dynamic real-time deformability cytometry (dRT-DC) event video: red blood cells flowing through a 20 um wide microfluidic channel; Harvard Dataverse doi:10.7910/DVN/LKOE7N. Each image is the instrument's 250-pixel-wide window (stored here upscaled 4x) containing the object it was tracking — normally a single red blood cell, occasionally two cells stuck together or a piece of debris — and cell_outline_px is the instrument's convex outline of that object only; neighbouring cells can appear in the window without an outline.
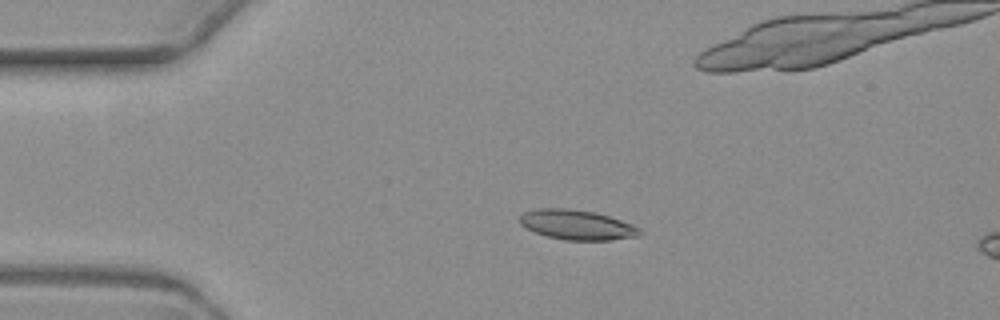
{"species": "common noctule bat (a hibernating species)", "species_latin": "Nyctalus noctula", "temperature_condition": "warm", "stored_images_in_passage": 6, "camera_frame_rate_fps": 3000, "um_per_image_px": 0.085, "animal": {"sex": "female", "body_mass_g": 19.3, "forearm_length_mm": 54.1}, "frame": {"image": 1, "passage_image": 4, "time_ms": 3.667, "image_size_px": [1000, 320], "cell_outline_px": [[640, 236], [608, 240], [564, 240], [548, 236], [536, 232], [520, 224], [520, 216], [524, 212], [536, 208], [568, 208], [596, 212], [632, 224], [640, 228]], "centroid_in_image_um": [49.04, 19.1], "position_along_channel_um": 36.0, "area_um2": 20.75}}